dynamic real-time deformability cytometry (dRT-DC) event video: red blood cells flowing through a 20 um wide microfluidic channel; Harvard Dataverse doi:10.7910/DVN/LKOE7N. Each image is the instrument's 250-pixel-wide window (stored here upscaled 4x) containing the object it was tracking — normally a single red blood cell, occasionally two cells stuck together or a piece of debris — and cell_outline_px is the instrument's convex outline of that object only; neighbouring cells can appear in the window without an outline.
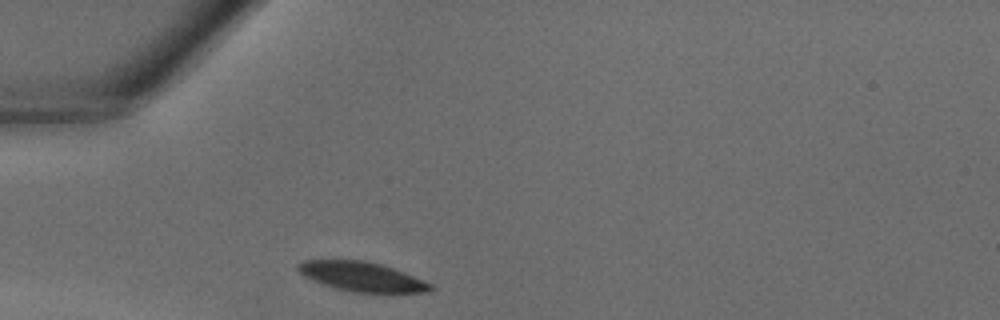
{"species": "common noctule bat (a hibernating species)", "species_latin": "Nyctalus noctula", "temperature_condition": "warm", "stored_images_in_passage": 23, "camera_frame_rate_fps": 3000, "um_per_image_px": 0.085, "animal": {"sex": "male", "body_mass_g": 18.8}, "frame": {"image": 1, "passage_image": 1, "time_ms": 0.0, "image_size_px": [1000, 320], "cell_outline_px": [[436, 288], [428, 292], [352, 292], [336, 288], [324, 284], [304, 276], [296, 268], [296, 264], [304, 260], [364, 260], [380, 264], [404, 272], [432, 284]], "centroid_in_image_um": [30.76, 23.51], "position_along_channel_um": 54.2, "area_um2": 22.48}}
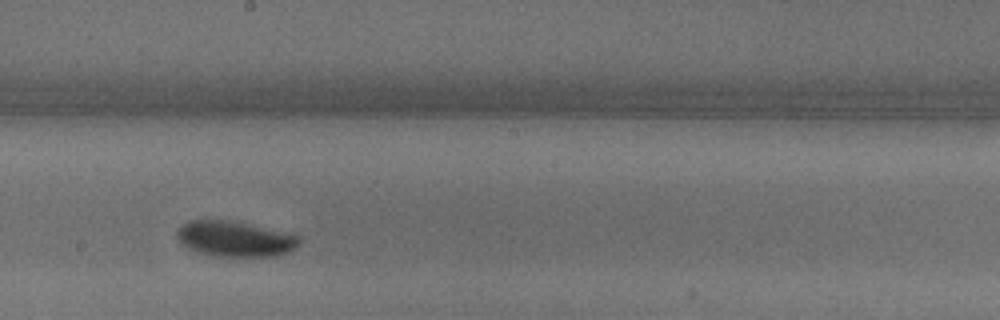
{"frame": {"image": 2, "passage_image": 12, "time_ms": 3.667, "image_size_px": [1000, 320], "cell_outline_px": [[300, 244], [292, 252], [276, 256], [208, 256], [188, 248], [176, 236], [176, 228], [188, 220], [228, 220], [296, 232], [300, 236]], "centroid_in_image_um": [20.06, 20.29], "position_along_channel_um": 228.1, "area_um2": 26.07}}
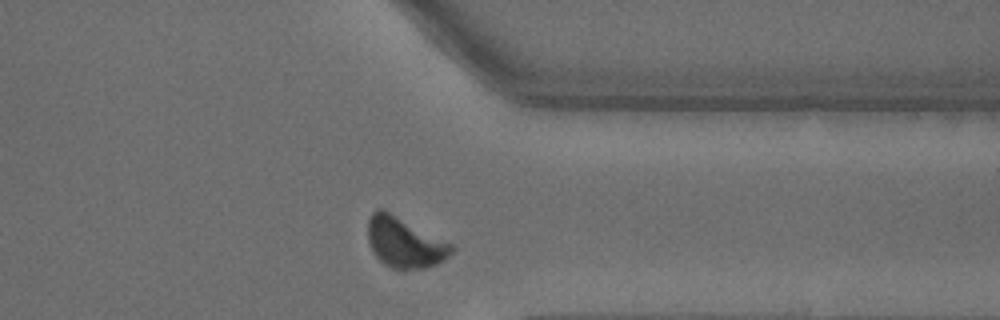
{"frame": {"image": 3, "passage_image": 21, "time_ms": 6.667, "image_size_px": [1000, 320], "cell_outline_px": [[456, 248], [444, 260], [436, 264], [424, 268], [392, 268], [384, 264], [372, 252], [368, 240], [368, 220], [372, 212], [380, 208], [452, 244]], "centroid_in_image_um": [34.37, 20.63], "position_along_channel_um": 377.0, "area_um2": 23.99}}